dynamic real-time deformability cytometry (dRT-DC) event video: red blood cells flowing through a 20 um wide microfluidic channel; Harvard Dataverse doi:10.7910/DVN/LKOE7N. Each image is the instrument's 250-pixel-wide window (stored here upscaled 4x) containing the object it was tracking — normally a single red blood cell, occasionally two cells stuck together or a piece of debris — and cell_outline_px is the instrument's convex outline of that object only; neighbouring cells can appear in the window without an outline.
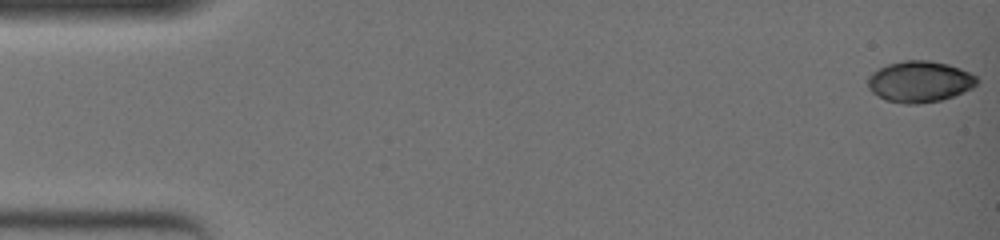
{"species": "common noctule bat (a hibernating species)", "species_latin": "Nyctalus noctula", "temperature_condition": "warm", "stored_images_in_passage": 46, "camera_frame_rate_fps": 3000, "um_per_image_px": 0.085, "animal": {"sex": "female", "body_mass_g": 19.0, "forearm_length_mm": 51.5}, "frame": {"image": 1, "passage_image": 1, "time_ms": 0.0, "image_size_px": [1000, 240], "cell_outline_px": [[980, 80], [972, 88], [952, 96], [940, 100], [916, 104], [904, 104], [884, 100], [872, 92], [868, 88], [868, 76], [872, 72], [888, 64], [904, 60], [928, 60], [948, 64], [960, 68], [976, 76]], "centroid_in_image_um": [78.15, 6.94], "position_along_channel_um": 6.8, "area_um2": 26.18}}
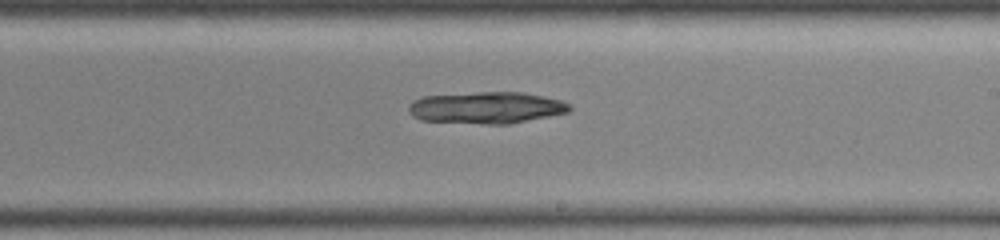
{"frame": {"image": 2, "passage_image": 32, "time_ms": 10.333, "image_size_px": [1000, 240], "cell_outline_px": [[572, 108], [568, 112], [508, 124], [488, 124], [420, 120], [412, 116], [408, 112], [408, 104], [412, 100], [420, 96], [476, 92], [524, 92], [544, 96], [560, 100], [572, 104]], "centroid_in_image_um": [41.31, 9.14], "position_along_channel_um": 247.7, "area_um2": 30.0}}